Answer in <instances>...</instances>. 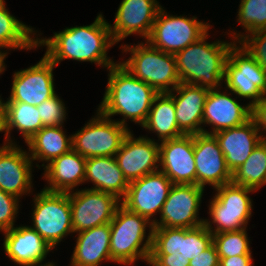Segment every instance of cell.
Here are the masks:
<instances>
[{
  "label": "cell",
  "mask_w": 266,
  "mask_h": 266,
  "mask_svg": "<svg viewBox=\"0 0 266 266\" xmlns=\"http://www.w3.org/2000/svg\"><path fill=\"white\" fill-rule=\"evenodd\" d=\"M88 180L95 184L91 189L113 194L120 200L129 186L115 156L87 158L84 182Z\"/></svg>",
  "instance_id": "27"
},
{
  "label": "cell",
  "mask_w": 266,
  "mask_h": 266,
  "mask_svg": "<svg viewBox=\"0 0 266 266\" xmlns=\"http://www.w3.org/2000/svg\"><path fill=\"white\" fill-rule=\"evenodd\" d=\"M4 3H0V47L29 50L37 47L36 39L30 37L33 29L12 16Z\"/></svg>",
  "instance_id": "32"
},
{
  "label": "cell",
  "mask_w": 266,
  "mask_h": 266,
  "mask_svg": "<svg viewBox=\"0 0 266 266\" xmlns=\"http://www.w3.org/2000/svg\"><path fill=\"white\" fill-rule=\"evenodd\" d=\"M194 159L196 185L204 188L209 184L214 188L231 183L232 172L213 134H194Z\"/></svg>",
  "instance_id": "16"
},
{
  "label": "cell",
  "mask_w": 266,
  "mask_h": 266,
  "mask_svg": "<svg viewBox=\"0 0 266 266\" xmlns=\"http://www.w3.org/2000/svg\"><path fill=\"white\" fill-rule=\"evenodd\" d=\"M6 132V107L0 99V132Z\"/></svg>",
  "instance_id": "41"
},
{
  "label": "cell",
  "mask_w": 266,
  "mask_h": 266,
  "mask_svg": "<svg viewBox=\"0 0 266 266\" xmlns=\"http://www.w3.org/2000/svg\"><path fill=\"white\" fill-rule=\"evenodd\" d=\"M207 35L208 32L174 57L181 83L213 90L224 80L228 53L235 43H207Z\"/></svg>",
  "instance_id": "3"
},
{
  "label": "cell",
  "mask_w": 266,
  "mask_h": 266,
  "mask_svg": "<svg viewBox=\"0 0 266 266\" xmlns=\"http://www.w3.org/2000/svg\"><path fill=\"white\" fill-rule=\"evenodd\" d=\"M6 133L7 144H13L8 135L13 128H17L25 143H27L42 127V121L37 106L24 102H6Z\"/></svg>",
  "instance_id": "30"
},
{
  "label": "cell",
  "mask_w": 266,
  "mask_h": 266,
  "mask_svg": "<svg viewBox=\"0 0 266 266\" xmlns=\"http://www.w3.org/2000/svg\"><path fill=\"white\" fill-rule=\"evenodd\" d=\"M110 223L79 232L71 266H99L102 260L111 259Z\"/></svg>",
  "instance_id": "26"
},
{
  "label": "cell",
  "mask_w": 266,
  "mask_h": 266,
  "mask_svg": "<svg viewBox=\"0 0 266 266\" xmlns=\"http://www.w3.org/2000/svg\"><path fill=\"white\" fill-rule=\"evenodd\" d=\"M34 199L32 228L54 248L66 234L73 233L69 193L43 189Z\"/></svg>",
  "instance_id": "8"
},
{
  "label": "cell",
  "mask_w": 266,
  "mask_h": 266,
  "mask_svg": "<svg viewBox=\"0 0 266 266\" xmlns=\"http://www.w3.org/2000/svg\"><path fill=\"white\" fill-rule=\"evenodd\" d=\"M43 127L62 126L66 117L65 106L55 94L37 106Z\"/></svg>",
  "instance_id": "36"
},
{
  "label": "cell",
  "mask_w": 266,
  "mask_h": 266,
  "mask_svg": "<svg viewBox=\"0 0 266 266\" xmlns=\"http://www.w3.org/2000/svg\"><path fill=\"white\" fill-rule=\"evenodd\" d=\"M120 199L115 195L93 189L69 192L73 232H81L110 223Z\"/></svg>",
  "instance_id": "12"
},
{
  "label": "cell",
  "mask_w": 266,
  "mask_h": 266,
  "mask_svg": "<svg viewBox=\"0 0 266 266\" xmlns=\"http://www.w3.org/2000/svg\"><path fill=\"white\" fill-rule=\"evenodd\" d=\"M246 228L213 234V244L219 258L251 256Z\"/></svg>",
  "instance_id": "33"
},
{
  "label": "cell",
  "mask_w": 266,
  "mask_h": 266,
  "mask_svg": "<svg viewBox=\"0 0 266 266\" xmlns=\"http://www.w3.org/2000/svg\"><path fill=\"white\" fill-rule=\"evenodd\" d=\"M213 244V234L203 223L194 228L153 227L151 266H189L192 258Z\"/></svg>",
  "instance_id": "4"
},
{
  "label": "cell",
  "mask_w": 266,
  "mask_h": 266,
  "mask_svg": "<svg viewBox=\"0 0 266 266\" xmlns=\"http://www.w3.org/2000/svg\"><path fill=\"white\" fill-rule=\"evenodd\" d=\"M108 70L107 88L98 112L108 118L115 114L123 115L124 119L118 122L124 126H127V118L142 126L151 106L153 107L154 98L159 93L132 75L120 63L110 66Z\"/></svg>",
  "instance_id": "2"
},
{
  "label": "cell",
  "mask_w": 266,
  "mask_h": 266,
  "mask_svg": "<svg viewBox=\"0 0 266 266\" xmlns=\"http://www.w3.org/2000/svg\"><path fill=\"white\" fill-rule=\"evenodd\" d=\"M160 8L147 42L166 53L175 54L198 41L210 29L208 23L197 21L196 17L168 16ZM209 28V29H208Z\"/></svg>",
  "instance_id": "11"
},
{
  "label": "cell",
  "mask_w": 266,
  "mask_h": 266,
  "mask_svg": "<svg viewBox=\"0 0 266 266\" xmlns=\"http://www.w3.org/2000/svg\"><path fill=\"white\" fill-rule=\"evenodd\" d=\"M32 160L51 162L72 149V137L67 138L62 126L42 127L28 142Z\"/></svg>",
  "instance_id": "28"
},
{
  "label": "cell",
  "mask_w": 266,
  "mask_h": 266,
  "mask_svg": "<svg viewBox=\"0 0 266 266\" xmlns=\"http://www.w3.org/2000/svg\"><path fill=\"white\" fill-rule=\"evenodd\" d=\"M147 224L151 230L146 242L140 247L145 238ZM152 229L151 220L120 204L110 222V254L113 262L131 265L141 258L148 264L152 247Z\"/></svg>",
  "instance_id": "5"
},
{
  "label": "cell",
  "mask_w": 266,
  "mask_h": 266,
  "mask_svg": "<svg viewBox=\"0 0 266 266\" xmlns=\"http://www.w3.org/2000/svg\"><path fill=\"white\" fill-rule=\"evenodd\" d=\"M39 266H43V265H39ZM44 266H55V264L49 262V263L44 264Z\"/></svg>",
  "instance_id": "43"
},
{
  "label": "cell",
  "mask_w": 266,
  "mask_h": 266,
  "mask_svg": "<svg viewBox=\"0 0 266 266\" xmlns=\"http://www.w3.org/2000/svg\"><path fill=\"white\" fill-rule=\"evenodd\" d=\"M3 233L5 235L4 250L7 256L19 265H40L47 253L52 250L32 227H13Z\"/></svg>",
  "instance_id": "24"
},
{
  "label": "cell",
  "mask_w": 266,
  "mask_h": 266,
  "mask_svg": "<svg viewBox=\"0 0 266 266\" xmlns=\"http://www.w3.org/2000/svg\"><path fill=\"white\" fill-rule=\"evenodd\" d=\"M87 159L71 149L45 165L44 177L49 185L44 190L49 192L69 193L84 182Z\"/></svg>",
  "instance_id": "25"
},
{
  "label": "cell",
  "mask_w": 266,
  "mask_h": 266,
  "mask_svg": "<svg viewBox=\"0 0 266 266\" xmlns=\"http://www.w3.org/2000/svg\"><path fill=\"white\" fill-rule=\"evenodd\" d=\"M159 165L173 184L196 185L194 135H183L159 144Z\"/></svg>",
  "instance_id": "18"
},
{
  "label": "cell",
  "mask_w": 266,
  "mask_h": 266,
  "mask_svg": "<svg viewBox=\"0 0 266 266\" xmlns=\"http://www.w3.org/2000/svg\"><path fill=\"white\" fill-rule=\"evenodd\" d=\"M161 7L156 0H122L114 26L109 24L114 42L133 33L147 39Z\"/></svg>",
  "instance_id": "19"
},
{
  "label": "cell",
  "mask_w": 266,
  "mask_h": 266,
  "mask_svg": "<svg viewBox=\"0 0 266 266\" xmlns=\"http://www.w3.org/2000/svg\"><path fill=\"white\" fill-rule=\"evenodd\" d=\"M119 168L128 183L145 175L159 171V144L145 137L134 139L132 133L125 136L119 151L115 154Z\"/></svg>",
  "instance_id": "17"
},
{
  "label": "cell",
  "mask_w": 266,
  "mask_h": 266,
  "mask_svg": "<svg viewBox=\"0 0 266 266\" xmlns=\"http://www.w3.org/2000/svg\"><path fill=\"white\" fill-rule=\"evenodd\" d=\"M252 256H233L219 258V266H252Z\"/></svg>",
  "instance_id": "40"
},
{
  "label": "cell",
  "mask_w": 266,
  "mask_h": 266,
  "mask_svg": "<svg viewBox=\"0 0 266 266\" xmlns=\"http://www.w3.org/2000/svg\"><path fill=\"white\" fill-rule=\"evenodd\" d=\"M97 113L96 118L71 136L72 149L86 159L115 156L130 131L118 121H112L100 112Z\"/></svg>",
  "instance_id": "9"
},
{
  "label": "cell",
  "mask_w": 266,
  "mask_h": 266,
  "mask_svg": "<svg viewBox=\"0 0 266 266\" xmlns=\"http://www.w3.org/2000/svg\"><path fill=\"white\" fill-rule=\"evenodd\" d=\"M220 259L214 244L204 252L192 258L189 266H219Z\"/></svg>",
  "instance_id": "38"
},
{
  "label": "cell",
  "mask_w": 266,
  "mask_h": 266,
  "mask_svg": "<svg viewBox=\"0 0 266 266\" xmlns=\"http://www.w3.org/2000/svg\"><path fill=\"white\" fill-rule=\"evenodd\" d=\"M204 188L194 184H173L161 209L160 222L153 227L194 228L204 223L198 219V208Z\"/></svg>",
  "instance_id": "13"
},
{
  "label": "cell",
  "mask_w": 266,
  "mask_h": 266,
  "mask_svg": "<svg viewBox=\"0 0 266 266\" xmlns=\"http://www.w3.org/2000/svg\"><path fill=\"white\" fill-rule=\"evenodd\" d=\"M132 54L120 63L132 75L153 87L158 93L171 92L181 83L174 54L159 50L148 42L136 46H124ZM173 86L171 89L170 86Z\"/></svg>",
  "instance_id": "6"
},
{
  "label": "cell",
  "mask_w": 266,
  "mask_h": 266,
  "mask_svg": "<svg viewBox=\"0 0 266 266\" xmlns=\"http://www.w3.org/2000/svg\"><path fill=\"white\" fill-rule=\"evenodd\" d=\"M56 66L45 55L34 66L15 72L11 95L6 102H24L38 106L55 95L53 68Z\"/></svg>",
  "instance_id": "15"
},
{
  "label": "cell",
  "mask_w": 266,
  "mask_h": 266,
  "mask_svg": "<svg viewBox=\"0 0 266 266\" xmlns=\"http://www.w3.org/2000/svg\"><path fill=\"white\" fill-rule=\"evenodd\" d=\"M3 48V47H0ZM7 53H2V51H0V74L5 70V65H4V59L7 56Z\"/></svg>",
  "instance_id": "42"
},
{
  "label": "cell",
  "mask_w": 266,
  "mask_h": 266,
  "mask_svg": "<svg viewBox=\"0 0 266 266\" xmlns=\"http://www.w3.org/2000/svg\"><path fill=\"white\" fill-rule=\"evenodd\" d=\"M252 107H243L227 93H221L217 89L209 90L203 110V123L213 125L214 134L222 130L239 126L251 119Z\"/></svg>",
  "instance_id": "22"
},
{
  "label": "cell",
  "mask_w": 266,
  "mask_h": 266,
  "mask_svg": "<svg viewBox=\"0 0 266 266\" xmlns=\"http://www.w3.org/2000/svg\"><path fill=\"white\" fill-rule=\"evenodd\" d=\"M226 87L243 98L252 99L253 107L266 95V72L242 47L234 44L225 64Z\"/></svg>",
  "instance_id": "10"
},
{
  "label": "cell",
  "mask_w": 266,
  "mask_h": 266,
  "mask_svg": "<svg viewBox=\"0 0 266 266\" xmlns=\"http://www.w3.org/2000/svg\"><path fill=\"white\" fill-rule=\"evenodd\" d=\"M18 197L0 189V230L6 231L14 227L15 215L18 213Z\"/></svg>",
  "instance_id": "37"
},
{
  "label": "cell",
  "mask_w": 266,
  "mask_h": 266,
  "mask_svg": "<svg viewBox=\"0 0 266 266\" xmlns=\"http://www.w3.org/2000/svg\"><path fill=\"white\" fill-rule=\"evenodd\" d=\"M251 35H235L236 39L240 37L242 48L250 54L258 65L266 72V30H259L250 33ZM249 36H251L249 38ZM242 42V43H241Z\"/></svg>",
  "instance_id": "35"
},
{
  "label": "cell",
  "mask_w": 266,
  "mask_h": 266,
  "mask_svg": "<svg viewBox=\"0 0 266 266\" xmlns=\"http://www.w3.org/2000/svg\"><path fill=\"white\" fill-rule=\"evenodd\" d=\"M32 159L14 144L0 148V189L19 198L32 184Z\"/></svg>",
  "instance_id": "21"
},
{
  "label": "cell",
  "mask_w": 266,
  "mask_h": 266,
  "mask_svg": "<svg viewBox=\"0 0 266 266\" xmlns=\"http://www.w3.org/2000/svg\"><path fill=\"white\" fill-rule=\"evenodd\" d=\"M263 141L266 143V137L265 136L263 137Z\"/></svg>",
  "instance_id": "44"
},
{
  "label": "cell",
  "mask_w": 266,
  "mask_h": 266,
  "mask_svg": "<svg viewBox=\"0 0 266 266\" xmlns=\"http://www.w3.org/2000/svg\"><path fill=\"white\" fill-rule=\"evenodd\" d=\"M238 21L249 33L266 30V0H241Z\"/></svg>",
  "instance_id": "34"
},
{
  "label": "cell",
  "mask_w": 266,
  "mask_h": 266,
  "mask_svg": "<svg viewBox=\"0 0 266 266\" xmlns=\"http://www.w3.org/2000/svg\"><path fill=\"white\" fill-rule=\"evenodd\" d=\"M231 182L255 191L266 184V143L263 140L248 159L232 172Z\"/></svg>",
  "instance_id": "31"
},
{
  "label": "cell",
  "mask_w": 266,
  "mask_h": 266,
  "mask_svg": "<svg viewBox=\"0 0 266 266\" xmlns=\"http://www.w3.org/2000/svg\"><path fill=\"white\" fill-rule=\"evenodd\" d=\"M215 189L217 193L210 202L209 213L217 227L211 230V222L205 219L204 224L208 230L215 234L246 228L252 210L248 194L255 190L232 182Z\"/></svg>",
  "instance_id": "7"
},
{
  "label": "cell",
  "mask_w": 266,
  "mask_h": 266,
  "mask_svg": "<svg viewBox=\"0 0 266 266\" xmlns=\"http://www.w3.org/2000/svg\"><path fill=\"white\" fill-rule=\"evenodd\" d=\"M251 118L255 121L259 132L261 127L266 131V95L252 107Z\"/></svg>",
  "instance_id": "39"
},
{
  "label": "cell",
  "mask_w": 266,
  "mask_h": 266,
  "mask_svg": "<svg viewBox=\"0 0 266 266\" xmlns=\"http://www.w3.org/2000/svg\"><path fill=\"white\" fill-rule=\"evenodd\" d=\"M172 181L161 171H157L129 183L121 204L128 210L150 220L156 212H161Z\"/></svg>",
  "instance_id": "14"
},
{
  "label": "cell",
  "mask_w": 266,
  "mask_h": 266,
  "mask_svg": "<svg viewBox=\"0 0 266 266\" xmlns=\"http://www.w3.org/2000/svg\"><path fill=\"white\" fill-rule=\"evenodd\" d=\"M114 44L109 23L101 14L89 26L66 28L52 38L36 39L37 47L47 46L45 56L55 65L63 59H73L94 62L107 69L116 64L106 56Z\"/></svg>",
  "instance_id": "1"
},
{
  "label": "cell",
  "mask_w": 266,
  "mask_h": 266,
  "mask_svg": "<svg viewBox=\"0 0 266 266\" xmlns=\"http://www.w3.org/2000/svg\"><path fill=\"white\" fill-rule=\"evenodd\" d=\"M172 91L177 94L174 95ZM172 91L168 94L174 101L179 130L184 135L205 133L200 125L203 124L204 104L209 89L180 83Z\"/></svg>",
  "instance_id": "23"
},
{
  "label": "cell",
  "mask_w": 266,
  "mask_h": 266,
  "mask_svg": "<svg viewBox=\"0 0 266 266\" xmlns=\"http://www.w3.org/2000/svg\"><path fill=\"white\" fill-rule=\"evenodd\" d=\"M142 127L157 133L160 141L175 139L184 134L179 130L173 98L168 93H159L153 101Z\"/></svg>",
  "instance_id": "29"
},
{
  "label": "cell",
  "mask_w": 266,
  "mask_h": 266,
  "mask_svg": "<svg viewBox=\"0 0 266 266\" xmlns=\"http://www.w3.org/2000/svg\"><path fill=\"white\" fill-rule=\"evenodd\" d=\"M231 172L240 167L263 140L251 118L246 123L213 134Z\"/></svg>",
  "instance_id": "20"
}]
</instances>
